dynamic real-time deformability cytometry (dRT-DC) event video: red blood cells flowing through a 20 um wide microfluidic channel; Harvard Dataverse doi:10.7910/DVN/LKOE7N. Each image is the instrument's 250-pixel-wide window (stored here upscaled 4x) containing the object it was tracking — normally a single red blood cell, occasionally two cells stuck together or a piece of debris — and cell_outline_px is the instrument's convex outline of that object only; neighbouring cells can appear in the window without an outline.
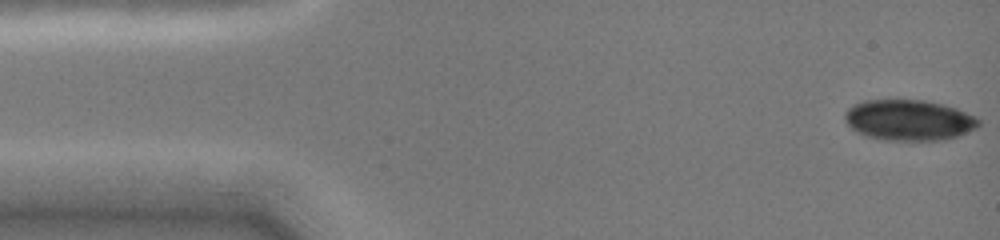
{"species": "common noctule bat (a hibernating species)", "species_latin": "Nyctalus noctula", "temperature_condition": "cold", "stored_images_in_passage": 6, "camera_frame_rate_fps": 3000, "um_per_image_px": 0.085, "animal": {"sex": "female", "body_mass_g": 19.0, "forearm_length_mm": 51.5}, "frame": {"image": 1, "passage_image": 1, "time_ms": 0.0, "image_size_px": [1000, 240], "cell_outline_px": [[980, 124], [976, 128], [956, 136], [944, 140], [884, 140], [868, 136], [856, 132], [844, 120], [844, 112], [848, 108], [864, 100], [924, 100], [944, 104], [956, 108], [976, 116], [980, 120]], "centroid_in_image_um": [77.26, 10.2], "position_along_channel_um": 7.7, "area_um2": 31.79}}